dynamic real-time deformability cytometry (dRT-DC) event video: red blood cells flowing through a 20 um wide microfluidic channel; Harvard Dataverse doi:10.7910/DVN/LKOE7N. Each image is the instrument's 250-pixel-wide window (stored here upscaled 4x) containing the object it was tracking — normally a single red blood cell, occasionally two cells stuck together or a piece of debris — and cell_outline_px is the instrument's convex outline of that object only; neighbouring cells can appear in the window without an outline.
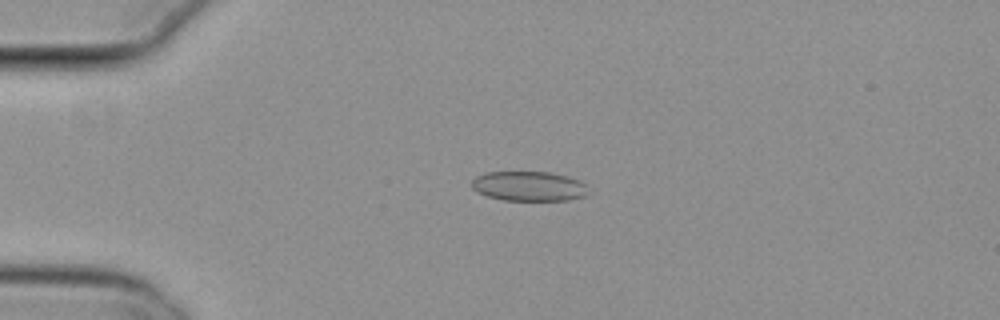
{"species": "common noctule bat (a hibernating species)", "species_latin": "Nyctalus noctula", "temperature_condition": "cold", "stored_images_in_passage": 55, "camera_frame_rate_fps": 3000, "um_per_image_px": 0.085, "animal": {"sex": "female", "body_mass_g": 29.2, "forearm_length_mm": 56.3}, "frame": {"image": 1, "passage_image": 14, "time_ms": 4.333, "image_size_px": [1000, 320], "cell_outline_px": [[592, 192], [588, 196], [568, 200], [504, 200], [488, 196], [476, 192], [472, 188], [472, 180], [476, 176], [484, 172], [552, 172], [568, 176], [580, 180]], "centroid_in_image_um": [45.01, 15.82], "position_along_channel_um": 40.0, "area_um2": 20.52}}
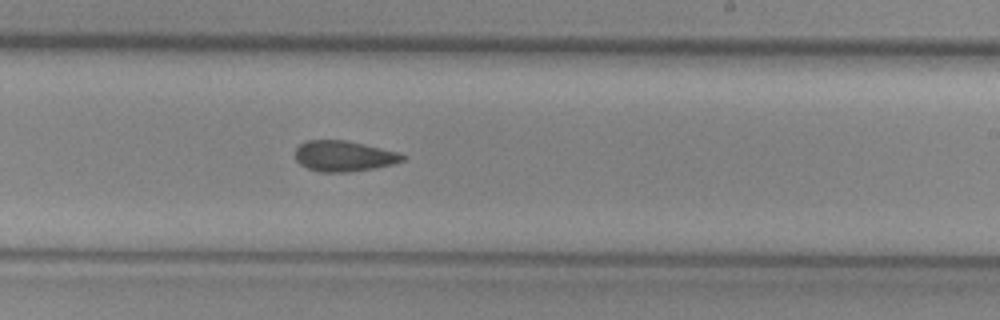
{"frame": {"image": 2, "passage_image": 34, "time_ms": 11.0, "image_size_px": [1000, 320], "cell_outline_px": [[408, 156], [404, 160], [392, 164], [376, 168], [348, 172], [320, 172], [308, 168], [300, 164], [296, 160], [296, 148], [300, 144], [308, 140], [344, 140], [364, 144], [400, 152]], "centroid_in_image_um": [29.26, 13.27], "position_along_channel_um": 259.7, "area_um2": 19.25}}
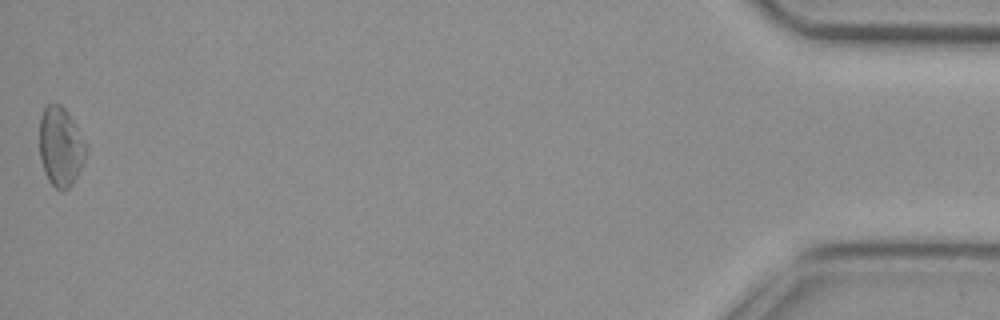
{"frame": {"image": 3, "passage_image": 55, "time_ms": 18.0, "image_size_px": [1000, 320], "cell_outline_px": [[84, 160], [72, 184], [64, 192], [60, 192], [48, 180], [44, 172], [40, 160], [40, 116], [44, 108], [48, 104], [60, 104], [68, 112], [84, 140]], "centroid_in_image_um": [5.11, 12.48], "position_along_channel_um": 430.1, "area_um2": 21.21}, "authors_computed_cell_mechanics": {"area_um2": 20.1722, "velocity_mm_per_s": 3.8065, "shape_relaxation_time_tau1_ms": null, "shape_relaxation_time_tau2_ms": 4.6209, "deformation_change_tau1": null, "deformation_change_tau2": 0.1047}}